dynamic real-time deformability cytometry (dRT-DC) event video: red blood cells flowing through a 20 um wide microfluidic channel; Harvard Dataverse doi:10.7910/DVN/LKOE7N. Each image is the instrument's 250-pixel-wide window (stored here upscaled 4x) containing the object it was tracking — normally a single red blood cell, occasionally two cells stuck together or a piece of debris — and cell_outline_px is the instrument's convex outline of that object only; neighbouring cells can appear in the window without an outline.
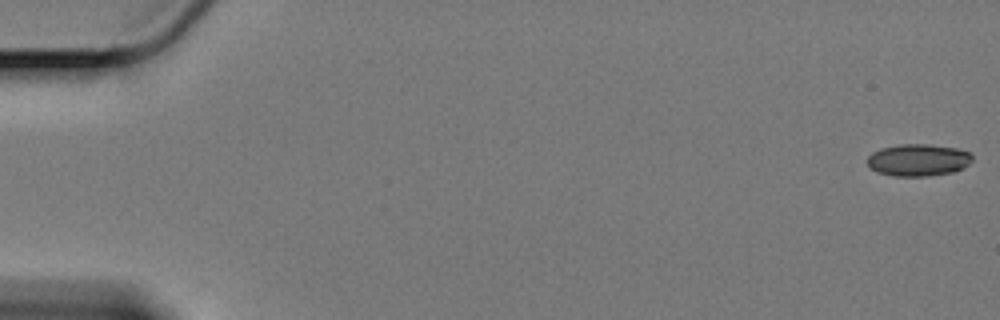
{"species": "Egyptian fruit bat (a non-hibernating species)", "species_latin": "Rousettus aegyptiacus", "temperature_condition": "cold", "stored_images_in_passage": 18, "camera_frame_rate_fps": 3000, "um_per_image_px": 0.085, "animal": {"sex": "female"}, "frame": {"image": 1, "passage_image": 1, "time_ms": 0.0, "image_size_px": [1000, 320], "cell_outline_px": [[972, 160], [968, 164], [952, 172], [928, 176], [892, 176], [876, 172], [868, 164], [868, 156], [872, 152], [880, 148], [900, 144], [924, 144], [956, 148], [972, 152]], "centroid_in_image_um": [78.03, 13.6], "position_along_channel_um": 7.0, "area_um2": 19.59}}
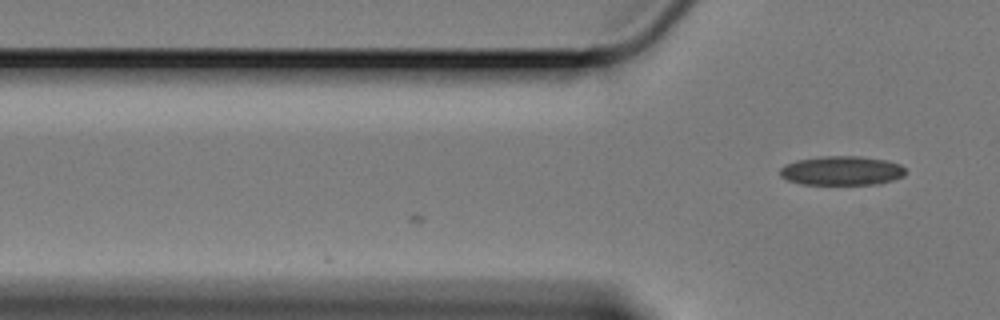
{"frame": {"image": 2, "passage_image": 18, "time_ms": 5.667, "image_size_px": [1000, 320], "cell_outline_px": [[904, 176], [880, 184], [800, 184], [788, 180], [780, 176], [780, 168], [784, 164], [796, 160], [820, 156], [860, 156], [884, 160], [900, 164], [904, 168]], "centroid_in_image_um": [71.51, 14.5], "position_along_channel_um": 54.3, "area_um2": 21.39}}